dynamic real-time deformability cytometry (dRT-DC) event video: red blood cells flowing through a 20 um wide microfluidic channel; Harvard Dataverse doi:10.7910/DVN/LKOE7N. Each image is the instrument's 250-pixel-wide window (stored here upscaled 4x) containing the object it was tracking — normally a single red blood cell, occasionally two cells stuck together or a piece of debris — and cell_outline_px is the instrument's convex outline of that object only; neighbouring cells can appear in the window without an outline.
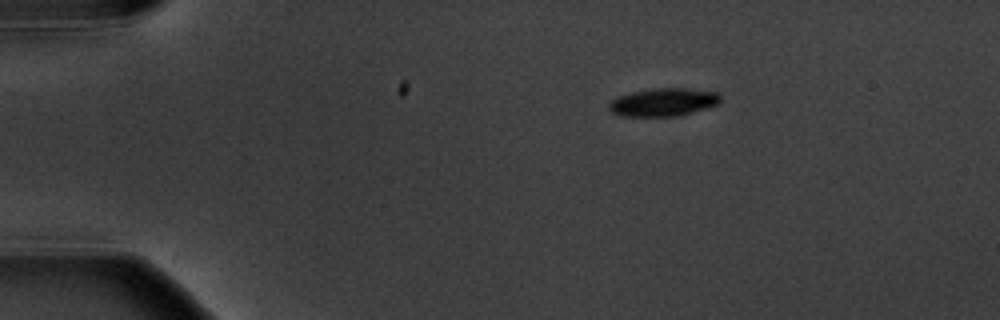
{"species": "common noctule bat (a hibernating species)", "species_latin": "Nyctalus noctula", "temperature_condition": "warm", "stored_images_in_passage": 3, "camera_frame_rate_fps": 3000, "um_per_image_px": 0.085, "animal": {"sex": "male", "body_mass_g": 20.1, "forearm_length_mm": 53.5}, "frame": {"image": 1, "passage_image": 1, "time_ms": 0.0, "image_size_px": [1000, 320], "cell_outline_px": [[720, 104], [680, 116], [624, 116], [612, 112], [608, 108], [608, 104], [612, 100], [620, 96], [632, 92], [652, 88], [688, 88], [720, 92]], "centroid_in_image_um": [56.44, 8.68], "position_along_channel_um": 28.6, "area_um2": 18.32}}